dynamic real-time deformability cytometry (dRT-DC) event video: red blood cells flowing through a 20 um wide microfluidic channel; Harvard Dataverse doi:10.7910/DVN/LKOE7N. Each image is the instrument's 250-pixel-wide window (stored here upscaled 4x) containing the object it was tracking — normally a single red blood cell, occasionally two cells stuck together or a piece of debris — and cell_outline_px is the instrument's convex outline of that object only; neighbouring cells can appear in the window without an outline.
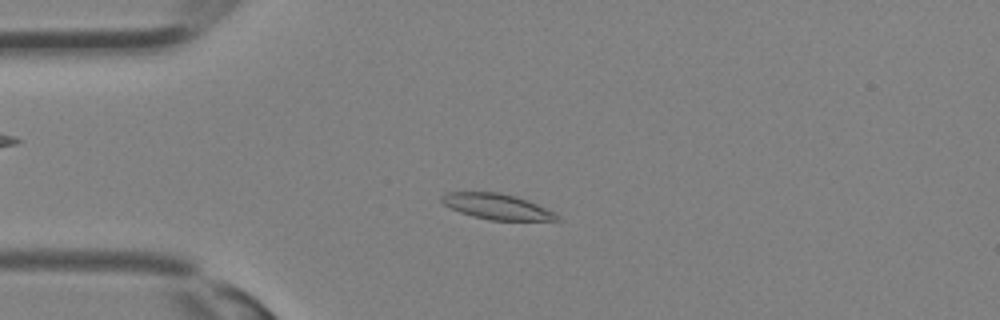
{"species": "Egyptian fruit bat (a non-hibernating species)", "species_latin": "Rousettus aegyptiacus", "temperature_condition": "room temperature", "stored_images_in_passage": 30, "camera_frame_rate_fps": 3000, "um_per_image_px": 0.085, "animal": {"sex": "female"}, "frame": {"image": 1, "passage_image": 5, "time_ms": 1.333, "image_size_px": [1000, 320], "cell_outline_px": [[564, 220], [488, 220], [472, 216], [460, 212], [444, 204], [440, 200], [440, 196], [444, 192], [500, 192], [516, 196], [528, 200], [556, 212]], "centroid_in_image_um": [42.27, 17.55], "position_along_channel_um": 42.7, "area_um2": 17.4}}
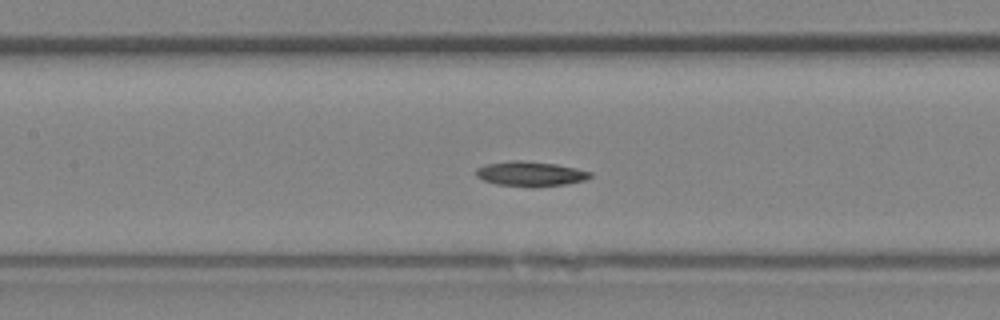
{"frame": {"image": 2, "passage_image": 12, "time_ms": 3.667, "image_size_px": [1000, 320], "cell_outline_px": [[592, 176], [584, 180], [564, 184], [496, 184], [484, 180], [476, 176], [476, 168], [488, 164], [512, 160], [520, 160], [556, 164], [576, 168], [592, 172]], "centroid_in_image_um": [45.08, 14.72], "position_along_channel_um": 162.3, "area_um2": 15.55}}
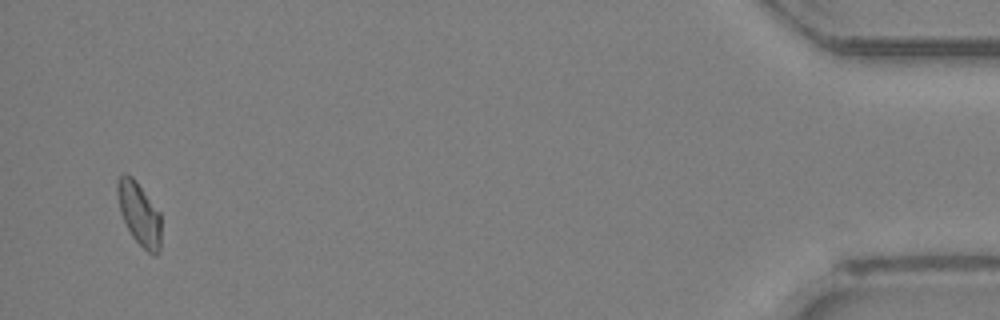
{"frame": {"image": 3, "passage_image": 29, "time_ms": 9.333, "image_size_px": [1000, 320], "cell_outline_px": [[160, 252], [156, 256], [152, 256], [132, 236], [120, 212], [116, 192], [116, 184], [120, 176], [132, 176], [136, 180], [160, 212]], "centroid_in_image_um": [11.84, 18.19], "position_along_channel_um": 423.4, "area_um2": 15.95}}